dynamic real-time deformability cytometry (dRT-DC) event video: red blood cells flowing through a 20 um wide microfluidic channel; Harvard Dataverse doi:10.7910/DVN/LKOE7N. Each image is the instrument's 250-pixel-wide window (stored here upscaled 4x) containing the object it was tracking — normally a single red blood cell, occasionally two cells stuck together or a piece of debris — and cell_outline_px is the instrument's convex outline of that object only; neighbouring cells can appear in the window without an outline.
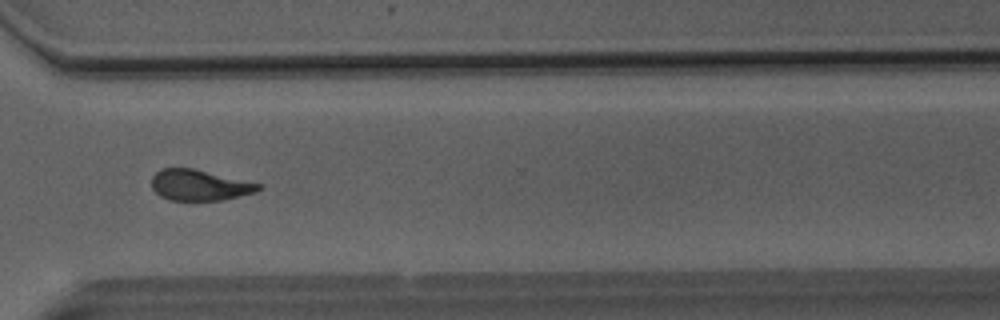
{"species": "Egyptian fruit bat (a non-hibernating species)", "species_latin": "Rousettus aegyptiacus", "temperature_condition": "room temperature", "stored_images_in_passage": 46, "camera_frame_rate_fps": 3000, "um_per_image_px": 0.085, "animal": {"sex": "male"}, "frame": {"image": 1, "passage_image": 33, "time_ms": 10.667, "image_size_px": [1000, 320], "cell_outline_px": [[264, 188], [256, 192], [220, 200], [168, 200], [160, 196], [152, 188], [152, 176], [160, 168], [192, 168], [264, 184]], "centroid_in_image_um": [16.98, 15.73], "position_along_channel_um": 353.6, "area_um2": 19.31}}
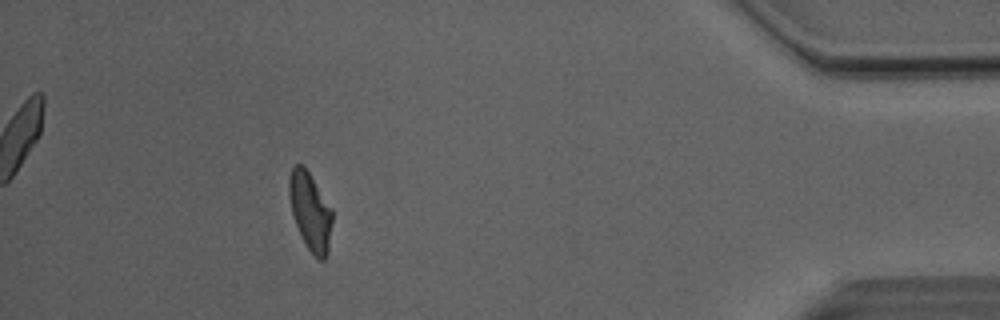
{"frame": {"image": 2, "passage_image": 41, "time_ms": 13.333, "image_size_px": [1000, 320], "cell_outline_px": [[332, 220], [328, 252], [324, 260], [320, 260], [308, 248], [296, 224], [292, 212], [288, 192], [288, 180], [292, 168], [296, 164], [304, 164], [332, 208]], "centroid_in_image_um": [26.37, 17.91], "position_along_channel_um": 408.8, "area_um2": 19.42}, "authors_computed_cell_mechanics": {"area_um2": 20.3167, "velocity_mm_per_s": 4.1003, "shape_relaxation_time_tau1_ms": 6.768, "shape_relaxation_time_tau2_ms": 1.863, "deformation_change_tau1": 0.1925, "deformation_change_tau2": 0.0992}}